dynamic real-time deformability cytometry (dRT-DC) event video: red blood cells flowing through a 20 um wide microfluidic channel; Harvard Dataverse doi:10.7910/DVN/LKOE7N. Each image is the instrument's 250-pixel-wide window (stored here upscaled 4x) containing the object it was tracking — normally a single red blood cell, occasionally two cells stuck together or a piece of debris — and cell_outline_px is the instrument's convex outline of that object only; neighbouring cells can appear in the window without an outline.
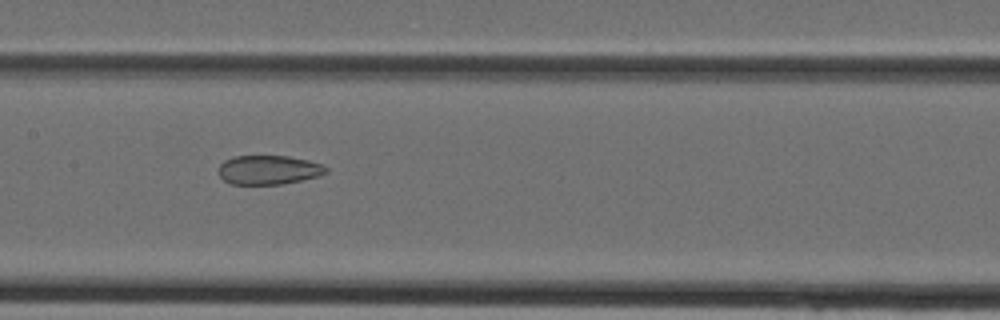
{"species": "Egyptian fruit bat (a non-hibernating species)", "species_latin": "Rousettus aegyptiacus", "temperature_condition": "cold", "stored_images_in_passage": 39, "camera_frame_rate_fps": 3000, "um_per_image_px": 0.085, "animal": {"sex": "female"}, "frame": {"image": 1, "passage_image": 19, "time_ms": 6.0, "image_size_px": [1000, 320], "cell_outline_px": [[328, 172], [320, 176], [280, 184], [232, 184], [224, 180], [220, 176], [220, 164], [224, 160], [232, 156], [288, 156], [308, 160], [320, 164], [328, 168]], "centroid_in_image_um": [22.84, 14.43], "position_along_channel_um": 184.6, "area_um2": 18.15}}
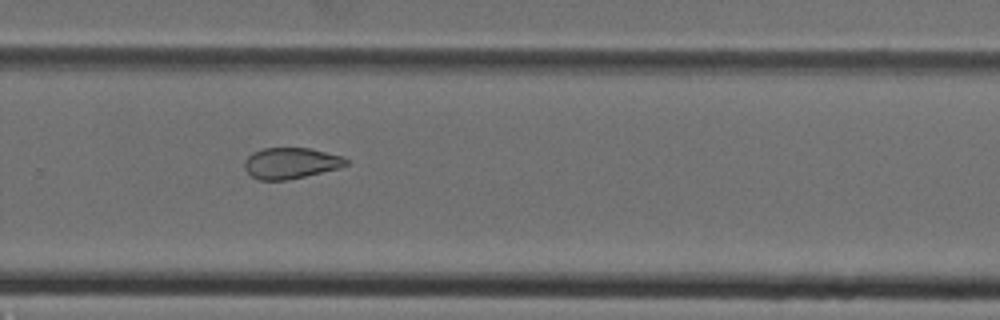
{"frame": {"image": 2, "passage_image": 26, "time_ms": 8.333, "image_size_px": [1000, 320], "cell_outline_px": [[348, 164], [340, 168], [288, 180], [260, 180], [252, 176], [244, 168], [244, 160], [252, 152], [264, 148], [308, 148], [344, 156], [348, 160]], "centroid_in_image_um": [24.73, 13.86], "position_along_channel_um": 305.1, "area_um2": 18.44}}
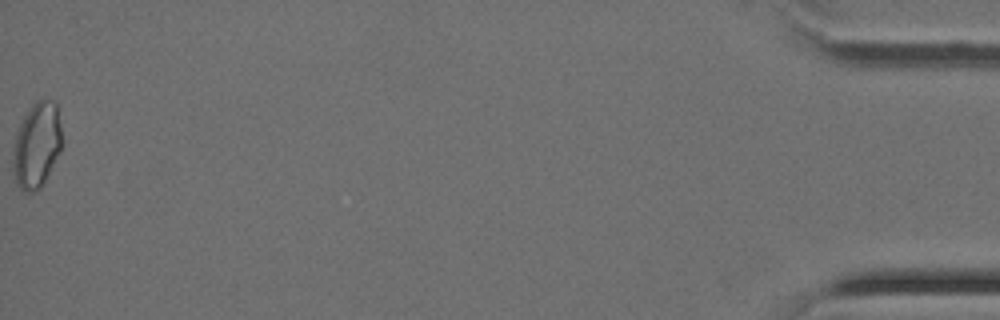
{"frame": {"image": 3, "passage_image": 39, "time_ms": 12.667, "image_size_px": [1000, 320], "cell_outline_px": [[60, 152], [40, 188], [32, 192], [24, 192], [20, 188], [16, 180], [16, 136], [20, 124], [24, 116], [32, 104], [36, 100], [44, 96], [56, 100], [60, 124]], "centroid_in_image_um": [3.18, 12.24], "position_along_channel_um": 432.0, "area_um2": 23.52}}